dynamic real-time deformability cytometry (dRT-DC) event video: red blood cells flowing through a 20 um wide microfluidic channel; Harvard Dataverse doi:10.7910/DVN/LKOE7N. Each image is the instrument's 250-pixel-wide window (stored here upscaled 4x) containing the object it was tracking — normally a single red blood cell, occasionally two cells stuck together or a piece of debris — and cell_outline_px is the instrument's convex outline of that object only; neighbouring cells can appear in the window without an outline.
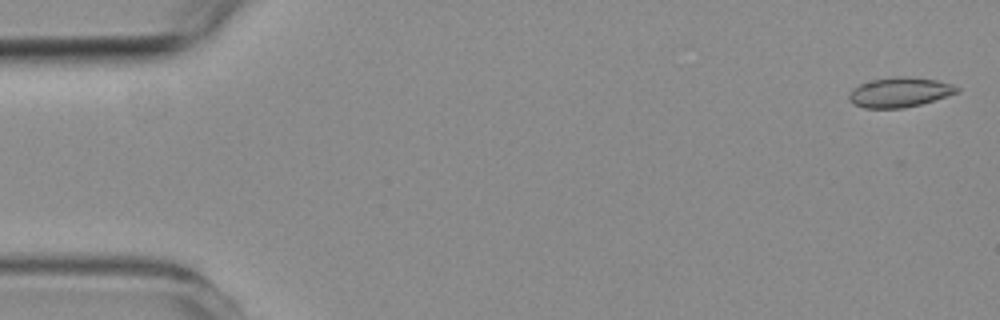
{"species": "common noctule bat (a hibernating species)", "species_latin": "Nyctalus noctula", "temperature_condition": "room temperature", "stored_images_in_passage": 4, "camera_frame_rate_fps": 3000, "um_per_image_px": 0.085, "animal": {"sex": "female", "body_mass_g": 19.3, "forearm_length_mm": 54.1}, "frame": {"image": 1, "passage_image": 1, "time_ms": 0.0, "image_size_px": [1000, 320], "cell_outline_px": [[960, 92], [920, 104], [904, 108], [864, 108], [852, 104], [848, 100], [848, 92], [852, 88], [860, 84], [872, 80], [892, 76], [908, 76], [936, 80], [952, 84], [960, 88]], "centroid_in_image_um": [76.43, 7.84], "position_along_channel_um": 8.6, "area_um2": 18.96}}
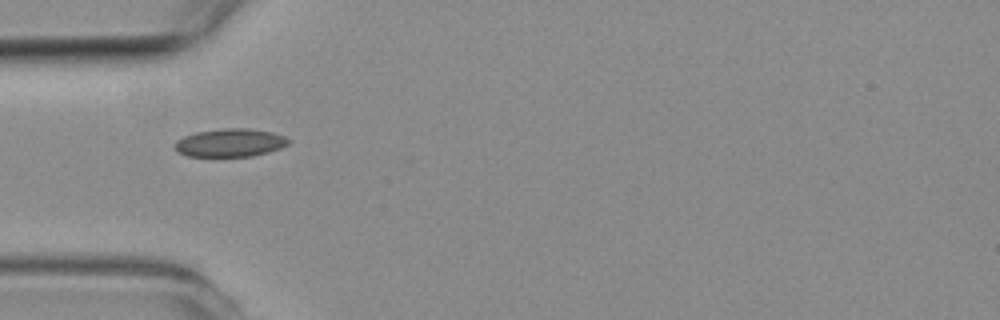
{"frame": {"image": 2, "passage_image": 4, "time_ms": 5.0, "image_size_px": [1000, 320], "cell_outline_px": [[292, 140], [288, 144], [280, 148], [268, 152], [252, 156], [188, 156], [176, 152], [176, 140], [184, 136], [196, 132], [224, 128], [248, 128], [272, 132], [284, 136]], "centroid_in_image_um": [19.57, 12.13], "position_along_channel_um": 65.4, "area_um2": 18.61}}